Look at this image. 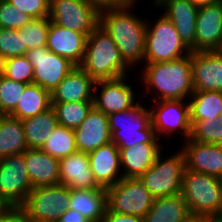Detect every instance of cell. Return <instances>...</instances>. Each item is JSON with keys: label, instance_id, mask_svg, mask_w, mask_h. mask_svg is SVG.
Segmentation results:
<instances>
[{"label": "cell", "instance_id": "816d5d0a", "mask_svg": "<svg viewBox=\"0 0 222 222\" xmlns=\"http://www.w3.org/2000/svg\"><path fill=\"white\" fill-rule=\"evenodd\" d=\"M211 222H222V221L216 220L213 217H211Z\"/></svg>", "mask_w": 222, "mask_h": 222}, {"label": "cell", "instance_id": "f1b7e54d", "mask_svg": "<svg viewBox=\"0 0 222 222\" xmlns=\"http://www.w3.org/2000/svg\"><path fill=\"white\" fill-rule=\"evenodd\" d=\"M28 149L22 121L10 115L0 116V159L22 154Z\"/></svg>", "mask_w": 222, "mask_h": 222}, {"label": "cell", "instance_id": "b9f144b4", "mask_svg": "<svg viewBox=\"0 0 222 222\" xmlns=\"http://www.w3.org/2000/svg\"><path fill=\"white\" fill-rule=\"evenodd\" d=\"M102 222H145V221L143 217H137L128 214H120L117 212H112L108 208H106Z\"/></svg>", "mask_w": 222, "mask_h": 222}, {"label": "cell", "instance_id": "3957f363", "mask_svg": "<svg viewBox=\"0 0 222 222\" xmlns=\"http://www.w3.org/2000/svg\"><path fill=\"white\" fill-rule=\"evenodd\" d=\"M80 67L95 81L126 76L131 68L122 58L111 36L100 26L87 37Z\"/></svg>", "mask_w": 222, "mask_h": 222}, {"label": "cell", "instance_id": "603a6c76", "mask_svg": "<svg viewBox=\"0 0 222 222\" xmlns=\"http://www.w3.org/2000/svg\"><path fill=\"white\" fill-rule=\"evenodd\" d=\"M60 184L70 189H98L87 153L75 152L59 160Z\"/></svg>", "mask_w": 222, "mask_h": 222}, {"label": "cell", "instance_id": "836d02e7", "mask_svg": "<svg viewBox=\"0 0 222 222\" xmlns=\"http://www.w3.org/2000/svg\"><path fill=\"white\" fill-rule=\"evenodd\" d=\"M50 23L49 17L37 18L19 29L23 33V56L27 51L46 46Z\"/></svg>", "mask_w": 222, "mask_h": 222}, {"label": "cell", "instance_id": "7c38bea8", "mask_svg": "<svg viewBox=\"0 0 222 222\" xmlns=\"http://www.w3.org/2000/svg\"><path fill=\"white\" fill-rule=\"evenodd\" d=\"M150 108L151 124L156 136L160 139L166 138L174 133L184 137V141L189 139L191 133L190 106L187 100H161L153 101ZM161 136V137H160Z\"/></svg>", "mask_w": 222, "mask_h": 222}, {"label": "cell", "instance_id": "cb8c5ba5", "mask_svg": "<svg viewBox=\"0 0 222 222\" xmlns=\"http://www.w3.org/2000/svg\"><path fill=\"white\" fill-rule=\"evenodd\" d=\"M23 155L33 188L60 184L58 159L41 148L27 149Z\"/></svg>", "mask_w": 222, "mask_h": 222}, {"label": "cell", "instance_id": "ba28073f", "mask_svg": "<svg viewBox=\"0 0 222 222\" xmlns=\"http://www.w3.org/2000/svg\"><path fill=\"white\" fill-rule=\"evenodd\" d=\"M185 159L178 149L168 158L160 153L155 163L139 179L154 198L166 197L181 193Z\"/></svg>", "mask_w": 222, "mask_h": 222}, {"label": "cell", "instance_id": "ffe728a7", "mask_svg": "<svg viewBox=\"0 0 222 222\" xmlns=\"http://www.w3.org/2000/svg\"><path fill=\"white\" fill-rule=\"evenodd\" d=\"M75 132L76 147L79 152L87 153L111 142L108 116L95 107L91 109Z\"/></svg>", "mask_w": 222, "mask_h": 222}, {"label": "cell", "instance_id": "f546056e", "mask_svg": "<svg viewBox=\"0 0 222 222\" xmlns=\"http://www.w3.org/2000/svg\"><path fill=\"white\" fill-rule=\"evenodd\" d=\"M25 140L28 149L42 148L58 121L52 107L48 110L25 120H22Z\"/></svg>", "mask_w": 222, "mask_h": 222}, {"label": "cell", "instance_id": "ab89813d", "mask_svg": "<svg viewBox=\"0 0 222 222\" xmlns=\"http://www.w3.org/2000/svg\"><path fill=\"white\" fill-rule=\"evenodd\" d=\"M33 19L49 17L50 0H5Z\"/></svg>", "mask_w": 222, "mask_h": 222}, {"label": "cell", "instance_id": "83f0119b", "mask_svg": "<svg viewBox=\"0 0 222 222\" xmlns=\"http://www.w3.org/2000/svg\"><path fill=\"white\" fill-rule=\"evenodd\" d=\"M50 107H52L51 93L35 83H30L26 85L16 108L9 115L22 121Z\"/></svg>", "mask_w": 222, "mask_h": 222}, {"label": "cell", "instance_id": "e575fe53", "mask_svg": "<svg viewBox=\"0 0 222 222\" xmlns=\"http://www.w3.org/2000/svg\"><path fill=\"white\" fill-rule=\"evenodd\" d=\"M190 140L222 145V119L191 122Z\"/></svg>", "mask_w": 222, "mask_h": 222}, {"label": "cell", "instance_id": "8992f818", "mask_svg": "<svg viewBox=\"0 0 222 222\" xmlns=\"http://www.w3.org/2000/svg\"><path fill=\"white\" fill-rule=\"evenodd\" d=\"M159 16L152 25L147 21L144 63L175 61L191 53L173 23Z\"/></svg>", "mask_w": 222, "mask_h": 222}, {"label": "cell", "instance_id": "8d00e7d4", "mask_svg": "<svg viewBox=\"0 0 222 222\" xmlns=\"http://www.w3.org/2000/svg\"><path fill=\"white\" fill-rule=\"evenodd\" d=\"M0 55L6 59L23 56V33L0 27Z\"/></svg>", "mask_w": 222, "mask_h": 222}, {"label": "cell", "instance_id": "9c48e42d", "mask_svg": "<svg viewBox=\"0 0 222 222\" xmlns=\"http://www.w3.org/2000/svg\"><path fill=\"white\" fill-rule=\"evenodd\" d=\"M107 208L112 212L144 217L154 197L139 178H122L106 188Z\"/></svg>", "mask_w": 222, "mask_h": 222}, {"label": "cell", "instance_id": "4dcf8cb0", "mask_svg": "<svg viewBox=\"0 0 222 222\" xmlns=\"http://www.w3.org/2000/svg\"><path fill=\"white\" fill-rule=\"evenodd\" d=\"M188 100L191 122L218 119L222 109L221 91H194Z\"/></svg>", "mask_w": 222, "mask_h": 222}, {"label": "cell", "instance_id": "f35d334b", "mask_svg": "<svg viewBox=\"0 0 222 222\" xmlns=\"http://www.w3.org/2000/svg\"><path fill=\"white\" fill-rule=\"evenodd\" d=\"M32 20V17L18 11L14 5L5 0H0V27L18 30Z\"/></svg>", "mask_w": 222, "mask_h": 222}, {"label": "cell", "instance_id": "5b68a950", "mask_svg": "<svg viewBox=\"0 0 222 222\" xmlns=\"http://www.w3.org/2000/svg\"><path fill=\"white\" fill-rule=\"evenodd\" d=\"M111 142L118 148L138 143H160L151 124L150 109L138 104L134 108L108 115Z\"/></svg>", "mask_w": 222, "mask_h": 222}, {"label": "cell", "instance_id": "7dc6e473", "mask_svg": "<svg viewBox=\"0 0 222 222\" xmlns=\"http://www.w3.org/2000/svg\"><path fill=\"white\" fill-rule=\"evenodd\" d=\"M7 59L0 55V77L5 75Z\"/></svg>", "mask_w": 222, "mask_h": 222}, {"label": "cell", "instance_id": "d4e9b609", "mask_svg": "<svg viewBox=\"0 0 222 222\" xmlns=\"http://www.w3.org/2000/svg\"><path fill=\"white\" fill-rule=\"evenodd\" d=\"M161 147V143H138L119 148L123 178H139L155 163Z\"/></svg>", "mask_w": 222, "mask_h": 222}, {"label": "cell", "instance_id": "9a60e30c", "mask_svg": "<svg viewBox=\"0 0 222 222\" xmlns=\"http://www.w3.org/2000/svg\"><path fill=\"white\" fill-rule=\"evenodd\" d=\"M222 50V0L201 6L196 18V52Z\"/></svg>", "mask_w": 222, "mask_h": 222}, {"label": "cell", "instance_id": "d590c367", "mask_svg": "<svg viewBox=\"0 0 222 222\" xmlns=\"http://www.w3.org/2000/svg\"><path fill=\"white\" fill-rule=\"evenodd\" d=\"M27 84L0 77V114L9 115L17 106Z\"/></svg>", "mask_w": 222, "mask_h": 222}, {"label": "cell", "instance_id": "7bdbcfd3", "mask_svg": "<svg viewBox=\"0 0 222 222\" xmlns=\"http://www.w3.org/2000/svg\"><path fill=\"white\" fill-rule=\"evenodd\" d=\"M57 222H91L81 213L73 209H67Z\"/></svg>", "mask_w": 222, "mask_h": 222}, {"label": "cell", "instance_id": "7a4b0ae2", "mask_svg": "<svg viewBox=\"0 0 222 222\" xmlns=\"http://www.w3.org/2000/svg\"><path fill=\"white\" fill-rule=\"evenodd\" d=\"M141 71L145 92L156 93L151 100H186L194 92L191 54L175 61L145 63Z\"/></svg>", "mask_w": 222, "mask_h": 222}, {"label": "cell", "instance_id": "4316f807", "mask_svg": "<svg viewBox=\"0 0 222 222\" xmlns=\"http://www.w3.org/2000/svg\"><path fill=\"white\" fill-rule=\"evenodd\" d=\"M191 216L181 193L154 198L153 204L143 217L145 222H184Z\"/></svg>", "mask_w": 222, "mask_h": 222}, {"label": "cell", "instance_id": "60d3db41", "mask_svg": "<svg viewBox=\"0 0 222 222\" xmlns=\"http://www.w3.org/2000/svg\"><path fill=\"white\" fill-rule=\"evenodd\" d=\"M22 207H5L0 211V222H25Z\"/></svg>", "mask_w": 222, "mask_h": 222}, {"label": "cell", "instance_id": "c3c4849f", "mask_svg": "<svg viewBox=\"0 0 222 222\" xmlns=\"http://www.w3.org/2000/svg\"><path fill=\"white\" fill-rule=\"evenodd\" d=\"M214 219L222 221V202H221L220 210H219L218 214L214 217Z\"/></svg>", "mask_w": 222, "mask_h": 222}, {"label": "cell", "instance_id": "f6af8a7d", "mask_svg": "<svg viewBox=\"0 0 222 222\" xmlns=\"http://www.w3.org/2000/svg\"><path fill=\"white\" fill-rule=\"evenodd\" d=\"M184 222H211V217H203V216H190Z\"/></svg>", "mask_w": 222, "mask_h": 222}, {"label": "cell", "instance_id": "d6a6232c", "mask_svg": "<svg viewBox=\"0 0 222 222\" xmlns=\"http://www.w3.org/2000/svg\"><path fill=\"white\" fill-rule=\"evenodd\" d=\"M41 149L58 160L77 152L74 130L57 125Z\"/></svg>", "mask_w": 222, "mask_h": 222}, {"label": "cell", "instance_id": "8fae6325", "mask_svg": "<svg viewBox=\"0 0 222 222\" xmlns=\"http://www.w3.org/2000/svg\"><path fill=\"white\" fill-rule=\"evenodd\" d=\"M32 189L23 153L0 159V200L5 206L21 207Z\"/></svg>", "mask_w": 222, "mask_h": 222}, {"label": "cell", "instance_id": "1f68e13d", "mask_svg": "<svg viewBox=\"0 0 222 222\" xmlns=\"http://www.w3.org/2000/svg\"><path fill=\"white\" fill-rule=\"evenodd\" d=\"M58 125L75 130L94 107V101L51 103Z\"/></svg>", "mask_w": 222, "mask_h": 222}, {"label": "cell", "instance_id": "e0dca14e", "mask_svg": "<svg viewBox=\"0 0 222 222\" xmlns=\"http://www.w3.org/2000/svg\"><path fill=\"white\" fill-rule=\"evenodd\" d=\"M190 54L194 91L222 92V50Z\"/></svg>", "mask_w": 222, "mask_h": 222}, {"label": "cell", "instance_id": "5bb4252c", "mask_svg": "<svg viewBox=\"0 0 222 222\" xmlns=\"http://www.w3.org/2000/svg\"><path fill=\"white\" fill-rule=\"evenodd\" d=\"M128 76L96 81L94 107L108 116L137 106L140 102L135 99L138 96H135L134 88L127 83Z\"/></svg>", "mask_w": 222, "mask_h": 222}, {"label": "cell", "instance_id": "db71d44e", "mask_svg": "<svg viewBox=\"0 0 222 222\" xmlns=\"http://www.w3.org/2000/svg\"><path fill=\"white\" fill-rule=\"evenodd\" d=\"M153 5L156 4L159 0H152Z\"/></svg>", "mask_w": 222, "mask_h": 222}, {"label": "cell", "instance_id": "d6986e66", "mask_svg": "<svg viewBox=\"0 0 222 222\" xmlns=\"http://www.w3.org/2000/svg\"><path fill=\"white\" fill-rule=\"evenodd\" d=\"M87 37V34L72 31L51 21L46 47L50 52L67 58L75 66H80L85 55Z\"/></svg>", "mask_w": 222, "mask_h": 222}, {"label": "cell", "instance_id": "ee69618b", "mask_svg": "<svg viewBox=\"0 0 222 222\" xmlns=\"http://www.w3.org/2000/svg\"><path fill=\"white\" fill-rule=\"evenodd\" d=\"M138 0H99V8L129 6L136 4Z\"/></svg>", "mask_w": 222, "mask_h": 222}, {"label": "cell", "instance_id": "2e32d148", "mask_svg": "<svg viewBox=\"0 0 222 222\" xmlns=\"http://www.w3.org/2000/svg\"><path fill=\"white\" fill-rule=\"evenodd\" d=\"M154 6L164 8L163 15L173 23L180 39L191 52H196V18L199 7L190 0H159Z\"/></svg>", "mask_w": 222, "mask_h": 222}, {"label": "cell", "instance_id": "4fadbf2b", "mask_svg": "<svg viewBox=\"0 0 222 222\" xmlns=\"http://www.w3.org/2000/svg\"><path fill=\"white\" fill-rule=\"evenodd\" d=\"M33 65V83L52 92L60 82L76 67L67 58L50 52L46 46L26 52Z\"/></svg>", "mask_w": 222, "mask_h": 222}, {"label": "cell", "instance_id": "44dd1931", "mask_svg": "<svg viewBox=\"0 0 222 222\" xmlns=\"http://www.w3.org/2000/svg\"><path fill=\"white\" fill-rule=\"evenodd\" d=\"M92 174L96 182L104 188L115 185L123 178L120 152L115 143L100 146L88 154Z\"/></svg>", "mask_w": 222, "mask_h": 222}, {"label": "cell", "instance_id": "ac0fdd59", "mask_svg": "<svg viewBox=\"0 0 222 222\" xmlns=\"http://www.w3.org/2000/svg\"><path fill=\"white\" fill-rule=\"evenodd\" d=\"M180 148L185 169L222 179V145L207 144L187 139Z\"/></svg>", "mask_w": 222, "mask_h": 222}, {"label": "cell", "instance_id": "74e56055", "mask_svg": "<svg viewBox=\"0 0 222 222\" xmlns=\"http://www.w3.org/2000/svg\"><path fill=\"white\" fill-rule=\"evenodd\" d=\"M34 67L26 56L7 59L5 77L25 84L33 83Z\"/></svg>", "mask_w": 222, "mask_h": 222}, {"label": "cell", "instance_id": "30bf717a", "mask_svg": "<svg viewBox=\"0 0 222 222\" xmlns=\"http://www.w3.org/2000/svg\"><path fill=\"white\" fill-rule=\"evenodd\" d=\"M99 12L100 8L89 0H50L52 22L88 36L99 26Z\"/></svg>", "mask_w": 222, "mask_h": 222}, {"label": "cell", "instance_id": "277c9868", "mask_svg": "<svg viewBox=\"0 0 222 222\" xmlns=\"http://www.w3.org/2000/svg\"><path fill=\"white\" fill-rule=\"evenodd\" d=\"M181 195L191 216L215 217L222 202V179L185 169Z\"/></svg>", "mask_w": 222, "mask_h": 222}, {"label": "cell", "instance_id": "6da1fadb", "mask_svg": "<svg viewBox=\"0 0 222 222\" xmlns=\"http://www.w3.org/2000/svg\"><path fill=\"white\" fill-rule=\"evenodd\" d=\"M134 6L104 7L99 12V26L111 36L131 69L144 62L147 30L146 17L134 14Z\"/></svg>", "mask_w": 222, "mask_h": 222}, {"label": "cell", "instance_id": "484cf974", "mask_svg": "<svg viewBox=\"0 0 222 222\" xmlns=\"http://www.w3.org/2000/svg\"><path fill=\"white\" fill-rule=\"evenodd\" d=\"M69 209L81 213L91 222H102L107 208L106 188L70 189Z\"/></svg>", "mask_w": 222, "mask_h": 222}, {"label": "cell", "instance_id": "681fc988", "mask_svg": "<svg viewBox=\"0 0 222 222\" xmlns=\"http://www.w3.org/2000/svg\"><path fill=\"white\" fill-rule=\"evenodd\" d=\"M6 206L3 204V202L0 200V211L3 210Z\"/></svg>", "mask_w": 222, "mask_h": 222}, {"label": "cell", "instance_id": "f5cc1de1", "mask_svg": "<svg viewBox=\"0 0 222 222\" xmlns=\"http://www.w3.org/2000/svg\"><path fill=\"white\" fill-rule=\"evenodd\" d=\"M218 119H222V109H221V112H220V115H219Z\"/></svg>", "mask_w": 222, "mask_h": 222}, {"label": "cell", "instance_id": "f907efd6", "mask_svg": "<svg viewBox=\"0 0 222 222\" xmlns=\"http://www.w3.org/2000/svg\"><path fill=\"white\" fill-rule=\"evenodd\" d=\"M92 3H95L99 7V0H89Z\"/></svg>", "mask_w": 222, "mask_h": 222}, {"label": "cell", "instance_id": "7402d4cb", "mask_svg": "<svg viewBox=\"0 0 222 222\" xmlns=\"http://www.w3.org/2000/svg\"><path fill=\"white\" fill-rule=\"evenodd\" d=\"M96 81L76 66L51 92V103L94 101Z\"/></svg>", "mask_w": 222, "mask_h": 222}, {"label": "cell", "instance_id": "52a82bcc", "mask_svg": "<svg viewBox=\"0 0 222 222\" xmlns=\"http://www.w3.org/2000/svg\"><path fill=\"white\" fill-rule=\"evenodd\" d=\"M70 188L58 184L36 187L21 206L29 222H57L68 209Z\"/></svg>", "mask_w": 222, "mask_h": 222}, {"label": "cell", "instance_id": "bcb514c9", "mask_svg": "<svg viewBox=\"0 0 222 222\" xmlns=\"http://www.w3.org/2000/svg\"><path fill=\"white\" fill-rule=\"evenodd\" d=\"M197 7L205 6L207 4L216 2L217 0H190Z\"/></svg>", "mask_w": 222, "mask_h": 222}]
</instances>
